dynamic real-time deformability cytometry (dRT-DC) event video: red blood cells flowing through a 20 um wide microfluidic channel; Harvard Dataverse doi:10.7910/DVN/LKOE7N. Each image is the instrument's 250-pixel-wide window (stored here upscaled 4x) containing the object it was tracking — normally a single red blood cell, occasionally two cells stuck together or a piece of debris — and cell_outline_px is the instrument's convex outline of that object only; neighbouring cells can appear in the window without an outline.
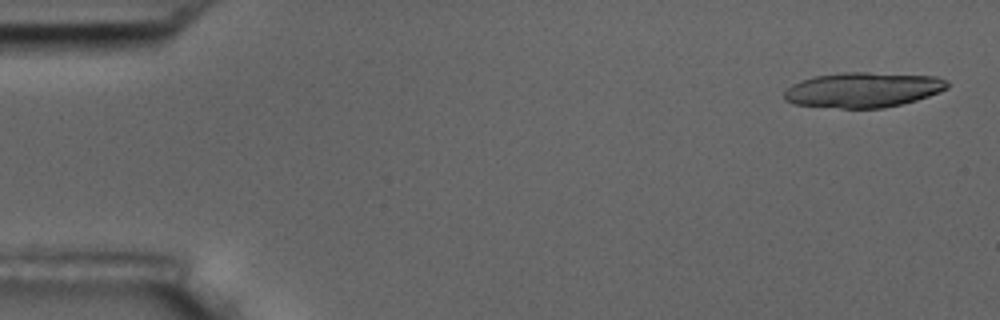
{"species": "common noctule bat (a hibernating species)", "species_latin": "Nyctalus noctula", "temperature_condition": "room temperature", "stored_images_in_passage": 15, "camera_frame_rate_fps": 3000, "um_per_image_px": 0.085, "animal": {"sex": "male", "body_mass_g": 17.5, "forearm_length_mm": 52.3}, "frame": {"image": 1, "passage_image": 1, "time_ms": 0.0, "image_size_px": [1000, 320], "cell_outline_px": [[948, 88], [940, 92], [916, 100], [884, 108], [840, 108], [792, 104], [784, 100], [784, 92], [792, 84], [800, 80], [812, 76], [844, 72], [868, 72], [936, 76], [948, 80]], "centroid_in_image_um": [73.35, 7.63], "position_along_channel_um": 11.7, "area_um2": 33.58}}
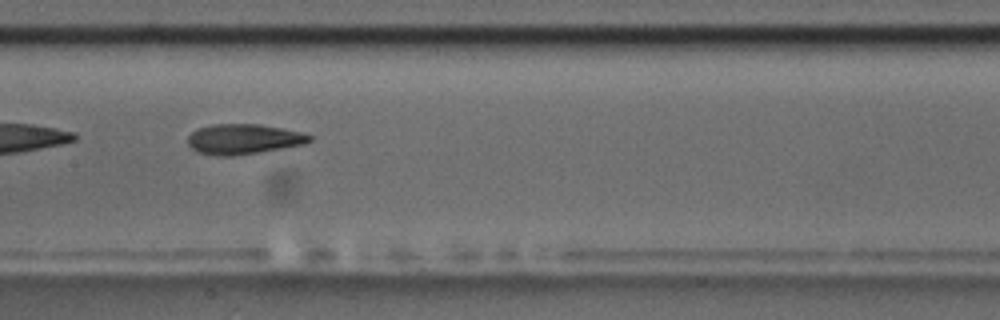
{"frame": {"image": 2, "passage_image": 8, "time_ms": 8.667, "image_size_px": [1000, 320], "cell_outline_px": [[312, 140], [304, 144], [284, 148], [236, 156], [216, 156], [196, 152], [188, 144], [188, 136], [196, 128], [212, 124], [260, 124], [300, 132], [312, 136]], "centroid_in_image_um": [20.66, 11.83], "position_along_channel_um": 186.7, "area_um2": 21.56}}
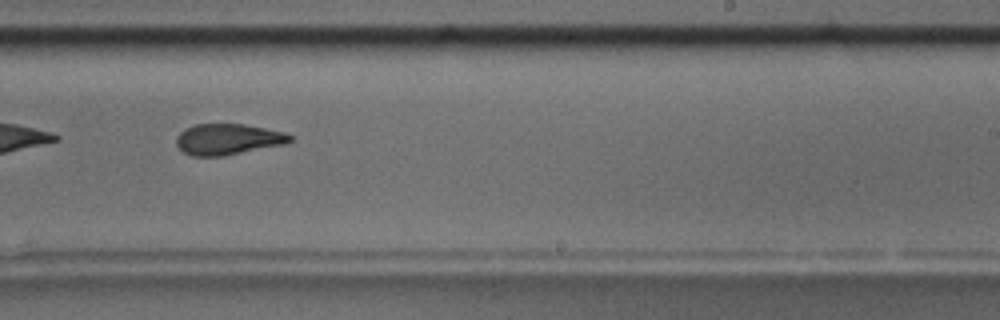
{"frame": {"image": 3, "passage_image": 10, "time_ms": 11.0, "image_size_px": [1000, 320], "cell_outline_px": [[292, 140], [284, 144], [224, 156], [192, 156], [184, 152], [176, 144], [176, 136], [184, 128], [192, 124], [244, 124], [284, 132], [292, 136]], "centroid_in_image_um": [19.33, 11.83], "position_along_channel_um": 269.7, "area_um2": 20.52}, "authors_computed_cell_mechanics": {"area_um2": 21.5016, "velocity_mm_per_s": 3.5672, "shape_relaxation_time_tau1_ms": 4.8935, "shape_relaxation_time_tau2_ms": 2.1486, "deformation_change_tau1": 0.1444, "deformation_change_tau2": 0.0821}}